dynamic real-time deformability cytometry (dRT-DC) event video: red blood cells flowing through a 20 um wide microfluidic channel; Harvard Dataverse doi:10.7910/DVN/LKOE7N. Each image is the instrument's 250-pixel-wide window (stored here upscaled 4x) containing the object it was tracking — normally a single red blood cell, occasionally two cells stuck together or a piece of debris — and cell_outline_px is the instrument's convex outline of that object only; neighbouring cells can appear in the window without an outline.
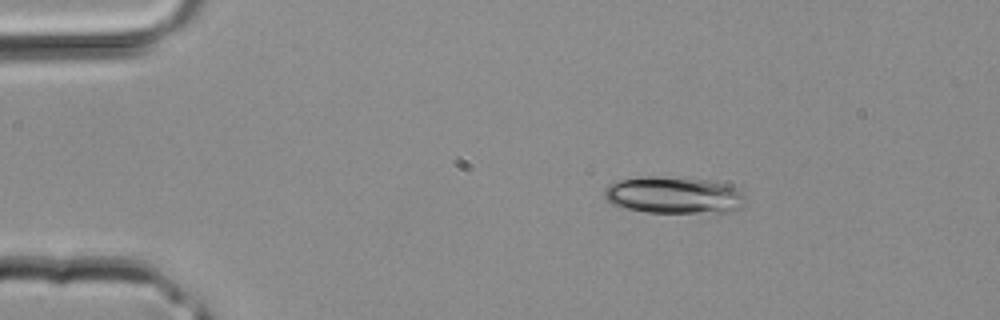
{"species": "common noctule bat (a hibernating species)", "species_latin": "Nyctalus noctula", "temperature_condition": "room temperature", "stored_images_in_passage": 2, "camera_frame_rate_fps": 3000, "um_per_image_px": 0.085, "animal": {"sex": "male", "body_mass_g": 20.4}, "frame": {"image": 1, "passage_image": 1, "time_ms": 0.0, "image_size_px": [1000, 320], "cell_outline_px": [[744, 204], [740, 208], [728, 216], [716, 216], [644, 212], [612, 204], [604, 196], [604, 188], [608, 184], [620, 180], [644, 176], [692, 176], [728, 184], [744, 192]], "centroid_in_image_um": [57.43, 16.63], "position_along_channel_um": 27.6, "area_um2": 32.43}}
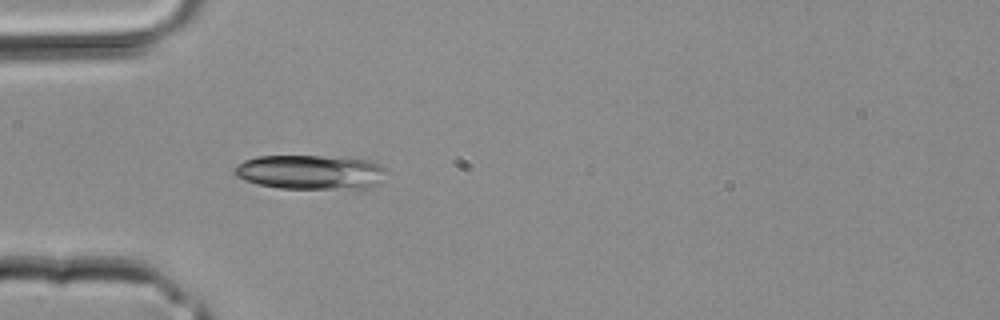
{"frame": {"image": 2, "passage_image": 2, "time_ms": 0.333, "image_size_px": [1000, 320], "cell_outline_px": [[388, 172], [372, 188], [280, 188], [256, 184], [244, 180], [236, 176], [232, 172], [244, 160], [256, 156], [348, 156], [372, 160], [380, 164]], "centroid_in_image_um": [26.44, 14.61], "position_along_channel_um": 58.6, "area_um2": 30.87}}